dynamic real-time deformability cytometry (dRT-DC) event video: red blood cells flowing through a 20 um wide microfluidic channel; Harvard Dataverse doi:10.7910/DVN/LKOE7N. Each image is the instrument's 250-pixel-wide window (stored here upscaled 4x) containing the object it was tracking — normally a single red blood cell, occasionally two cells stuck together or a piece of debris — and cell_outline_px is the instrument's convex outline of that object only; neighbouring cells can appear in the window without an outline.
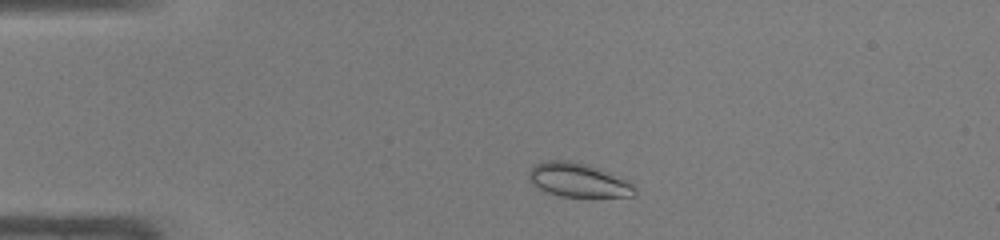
{"species": "common noctule bat (a hibernating species)", "species_latin": "Nyctalus noctula", "temperature_condition": "warm", "stored_images_in_passage": 42, "camera_frame_rate_fps": 3000, "um_per_image_px": 0.085, "animal": {"sex": "male", "body_mass_g": 19.0, "forearm_length_mm": 50.8}, "frame": {"image": 1, "passage_image": 5, "time_ms": 1.333, "image_size_px": [1000, 240], "cell_outline_px": [[636, 196], [560, 196], [544, 192], [532, 184], [528, 176], [528, 172], [536, 164], [544, 160], [568, 160], [588, 164], [628, 180], [636, 188]], "centroid_in_image_um": [49.13, 15.3], "position_along_channel_um": 35.9, "area_um2": 20.98}}
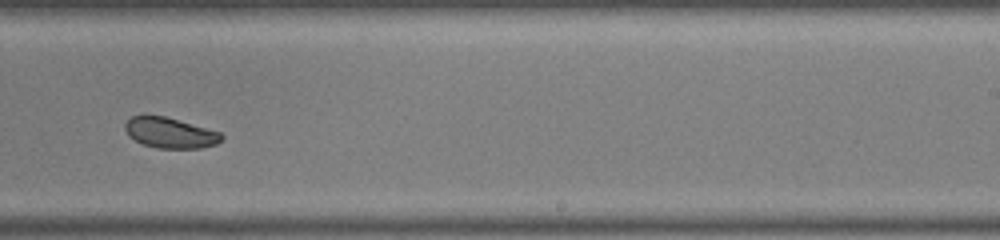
{"frame": {"image": 2, "passage_image": 25, "time_ms": 8.0, "image_size_px": [1000, 240], "cell_outline_px": [[224, 136], [216, 144], [200, 148], [156, 148], [144, 144], [128, 136], [124, 128], [124, 124], [132, 116], [164, 116], [220, 132]], "centroid_in_image_um": [14.44, 11.3], "position_along_channel_um": 274.6, "area_um2": 16.88}}
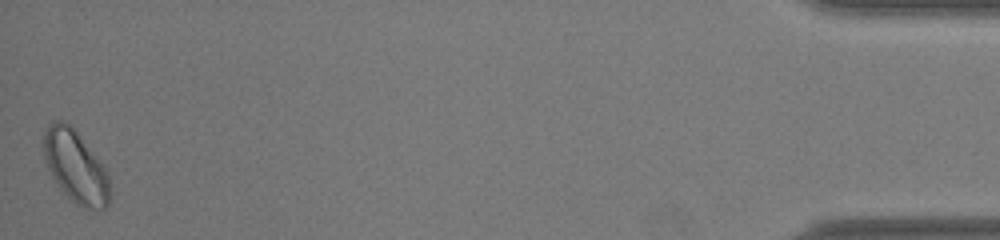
{"frame": {"image": 3, "passage_image": 42, "time_ms": 13.667, "image_size_px": [1000, 240], "cell_outline_px": [[112, 192], [108, 204], [104, 208], [88, 208], [76, 204], [60, 188], [52, 176], [48, 168], [44, 156], [44, 132], [48, 124], [56, 120], [60, 120], [68, 124], [76, 132], [108, 172], [112, 188]], "centroid_in_image_um": [6.45, 14.19], "position_along_channel_um": 428.8, "area_um2": 27.4}, "authors_computed_cell_mechanics": {"area_um2": 19.8254, "velocity_mm_per_s": 4.26, "shape_relaxation_time_tau1_ms": 4.1904, "shape_relaxation_time_tau2_ms": null, "deformation_change_tau1": 0.092, "deformation_change_tau2": null}}